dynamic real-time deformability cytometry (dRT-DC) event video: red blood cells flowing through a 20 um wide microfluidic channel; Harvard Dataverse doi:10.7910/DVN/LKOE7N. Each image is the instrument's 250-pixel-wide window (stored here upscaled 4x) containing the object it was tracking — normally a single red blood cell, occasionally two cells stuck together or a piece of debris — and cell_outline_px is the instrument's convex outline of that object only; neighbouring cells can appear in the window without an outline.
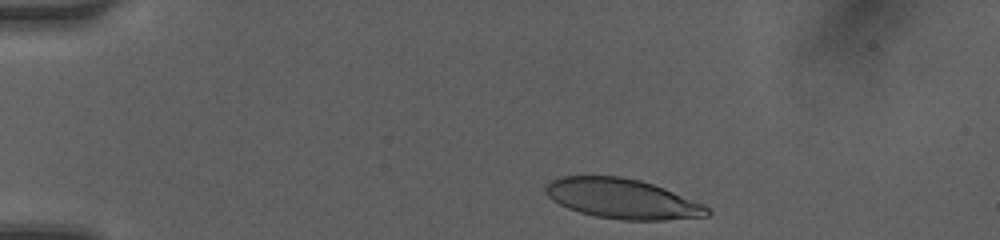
{"species": "human", "species_latin": "Homo sapiens", "temperature_condition": "room temperature", "stored_images_in_passage": 36, "camera_frame_rate_fps": 3000, "um_per_image_px": 0.085, "donor": {"sex": "female"}, "frame": {"image": 1, "passage_image": 2, "time_ms": 0.333, "image_size_px": [1000, 240], "cell_outline_px": [[712, 212], [708, 216], [664, 220], [620, 220], [596, 216], [580, 212], [568, 208], [552, 200], [544, 192], [544, 188], [552, 180], [560, 176], [620, 176], [640, 180], [664, 188], [704, 204]], "centroid_in_image_um": [52.9, 16.89], "position_along_channel_um": 32.1, "area_um2": 37.57}}
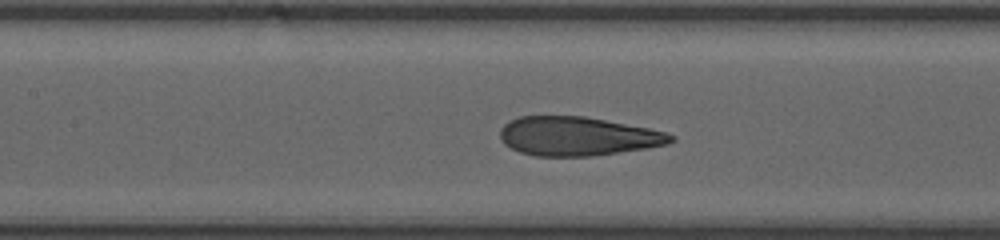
{"frame": {"image": 2, "passage_image": 16, "time_ms": 5.0, "image_size_px": [1000, 240], "cell_outline_px": [[676, 140], [668, 144], [644, 148], [592, 156], [536, 156], [520, 152], [504, 144], [500, 136], [500, 128], [504, 124], [520, 116], [584, 116], [648, 128], [668, 132], [676, 136]], "centroid_in_image_um": [49.11, 11.58], "position_along_channel_um": 158.3, "area_um2": 38.61}}
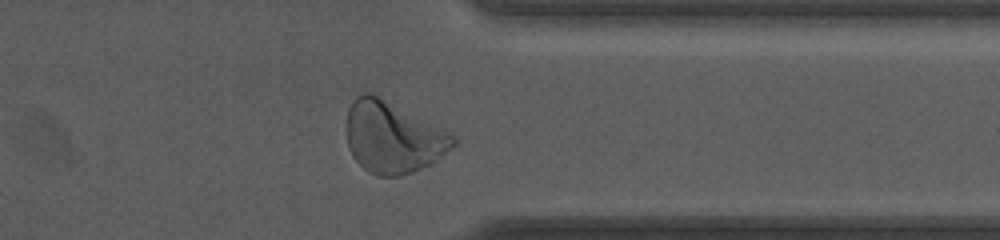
{"frame": {"image": 3, "passage_image": 32, "time_ms": 10.333, "image_size_px": [1000, 240], "cell_outline_px": [[456, 144], [432, 164], [400, 176], [376, 176], [368, 172], [352, 156], [348, 148], [344, 128], [348, 108], [352, 100], [356, 96], [364, 92], [372, 92], [452, 136], [456, 140]], "centroid_in_image_um": [33.28, 11.68], "position_along_channel_um": 378.1, "area_um2": 44.04}, "authors_computed_cell_mechanics": {"area_um2": 38.8994, "velocity_mm_per_s": 4.1827, "shape_relaxation_time_tau1_ms": 5.1393, "shape_relaxation_time_tau2_ms": 0.7649, "deformation_change_tau1": 0.2099, "deformation_change_tau2": 0.0749}}